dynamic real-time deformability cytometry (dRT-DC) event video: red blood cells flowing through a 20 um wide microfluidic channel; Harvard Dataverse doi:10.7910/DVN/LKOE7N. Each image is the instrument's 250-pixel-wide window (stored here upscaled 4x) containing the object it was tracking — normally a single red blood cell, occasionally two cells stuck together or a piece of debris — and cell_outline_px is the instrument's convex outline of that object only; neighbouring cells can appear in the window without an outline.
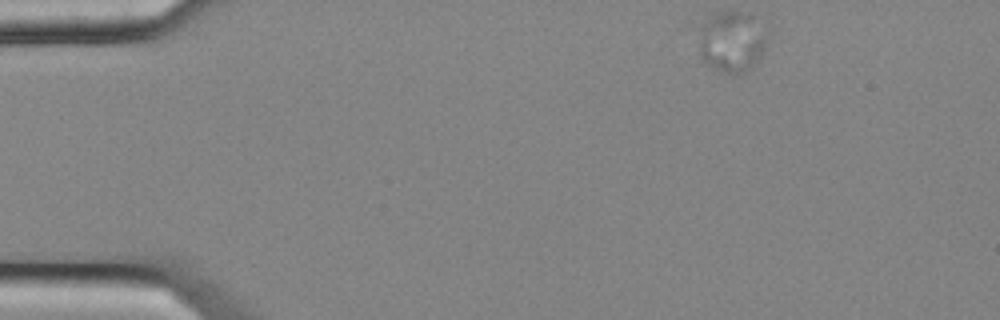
{"species": "common noctule bat (a hibernating species)", "species_latin": "Nyctalus noctula", "temperature_condition": "cold", "stored_images_in_passage": 50, "camera_frame_rate_fps": 3000, "um_per_image_px": 0.085, "animal": {"sex": "female", "body_mass_g": 25.1}, "frame": {"image": 1, "passage_image": 1, "time_ms": 0.0, "image_size_px": [1000, 320], "cell_outline_px": [[768, 36], [764, 48], [748, 72], [732, 76], [712, 68], [700, 60], [700, 28], [712, 16], [720, 12], [752, 12]], "centroid_in_image_um": [62.21, 3.58], "position_along_channel_um": 22.8, "area_um2": 24.39}}
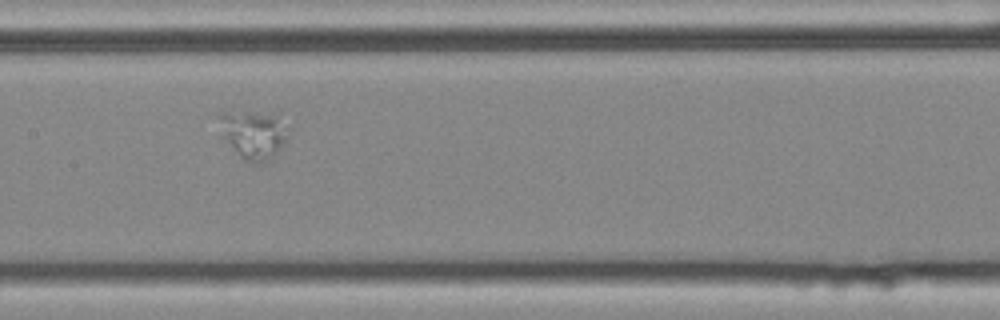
{"frame": {"image": 2, "passage_image": 22, "time_ms": 7.0, "image_size_px": [1000, 320], "cell_outline_px": [[288, 136], [284, 144], [268, 160], [260, 164], [252, 164], [244, 160], [236, 152], [224, 136], [216, 116], [220, 112], [280, 112], [288, 128]], "centroid_in_image_um": [21.6, 11.38], "position_along_channel_um": 185.8, "area_um2": 19.83}}
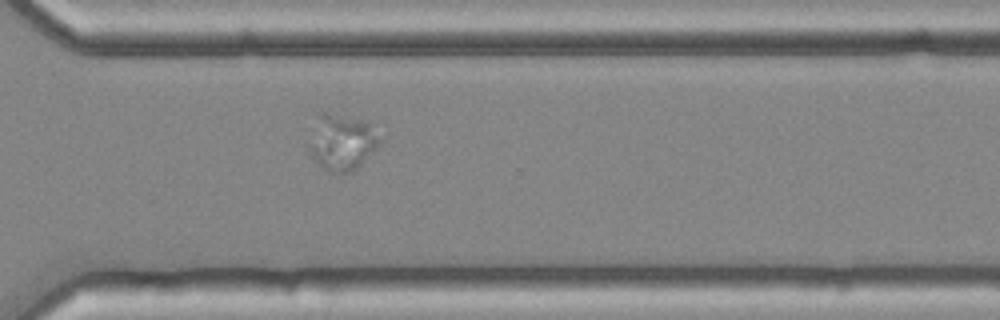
{"frame": {"image": 3, "passage_image": 35, "time_ms": 11.333, "image_size_px": [1000, 320], "cell_outline_px": [[380, 144], [352, 172], [332, 172], [324, 168], [312, 156], [304, 140], [320, 112], [324, 112], [360, 120], [368, 124]], "centroid_in_image_um": [28.92, 12.08], "position_along_channel_um": 341.7, "area_um2": 22.6}}